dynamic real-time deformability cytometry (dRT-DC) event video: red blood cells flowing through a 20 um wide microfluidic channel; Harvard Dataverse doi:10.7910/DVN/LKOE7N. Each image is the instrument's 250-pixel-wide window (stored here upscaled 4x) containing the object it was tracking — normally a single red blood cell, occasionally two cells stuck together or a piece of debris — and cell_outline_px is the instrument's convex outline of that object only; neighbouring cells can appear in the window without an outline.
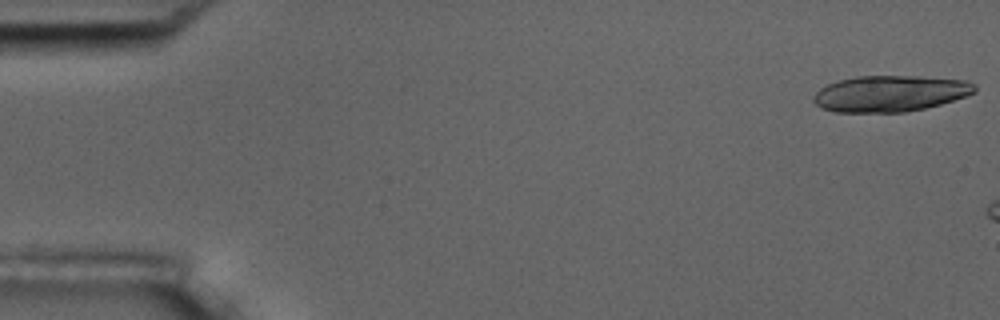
{"species": "common noctule bat (a hibernating species)", "species_latin": "Nyctalus noctula", "temperature_condition": "room temperature", "stored_images_in_passage": 7, "camera_frame_rate_fps": 3000, "um_per_image_px": 0.085, "animal": {"sex": "male", "body_mass_g": 17.5, "forearm_length_mm": 52.3}, "frame": {"image": 1, "passage_image": 1, "time_ms": 0.0, "image_size_px": [1000, 320], "cell_outline_px": [[976, 92], [940, 104], [924, 108], [904, 112], [832, 112], [820, 108], [812, 100], [812, 96], [820, 88], [828, 84], [840, 80], [856, 76], [916, 76], [968, 80], [976, 84]], "centroid_in_image_um": [75.64, 7.95], "position_along_channel_um": 9.4, "area_um2": 34.04}}